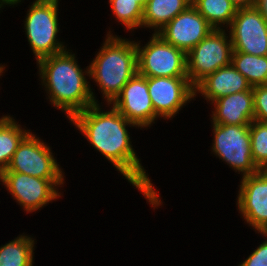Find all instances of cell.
<instances>
[{
    "instance_id": "9c48e42d",
    "label": "cell",
    "mask_w": 267,
    "mask_h": 266,
    "mask_svg": "<svg viewBox=\"0 0 267 266\" xmlns=\"http://www.w3.org/2000/svg\"><path fill=\"white\" fill-rule=\"evenodd\" d=\"M2 184L27 213L39 210L61 197L64 179H42L17 172H2Z\"/></svg>"
},
{
    "instance_id": "6da1fadb",
    "label": "cell",
    "mask_w": 267,
    "mask_h": 266,
    "mask_svg": "<svg viewBox=\"0 0 267 266\" xmlns=\"http://www.w3.org/2000/svg\"><path fill=\"white\" fill-rule=\"evenodd\" d=\"M93 104L74 115L70 121L75 125L91 146L98 150L113 166L135 186L152 207L162 204L158 191H155L151 179L133 149L126 126H136L113 106L110 111L101 110ZM104 111V112H103Z\"/></svg>"
},
{
    "instance_id": "52a82bcc",
    "label": "cell",
    "mask_w": 267,
    "mask_h": 266,
    "mask_svg": "<svg viewBox=\"0 0 267 266\" xmlns=\"http://www.w3.org/2000/svg\"><path fill=\"white\" fill-rule=\"evenodd\" d=\"M225 29H213L186 54L187 76L195 87L207 75L231 64L232 42Z\"/></svg>"
},
{
    "instance_id": "277c9868",
    "label": "cell",
    "mask_w": 267,
    "mask_h": 266,
    "mask_svg": "<svg viewBox=\"0 0 267 266\" xmlns=\"http://www.w3.org/2000/svg\"><path fill=\"white\" fill-rule=\"evenodd\" d=\"M58 2L35 0L26 15L24 28L36 62L67 50L63 42L56 39L59 32Z\"/></svg>"
},
{
    "instance_id": "d6986e66",
    "label": "cell",
    "mask_w": 267,
    "mask_h": 266,
    "mask_svg": "<svg viewBox=\"0 0 267 266\" xmlns=\"http://www.w3.org/2000/svg\"><path fill=\"white\" fill-rule=\"evenodd\" d=\"M191 4L214 29L229 27L238 10L231 0H192Z\"/></svg>"
},
{
    "instance_id": "5b68a950",
    "label": "cell",
    "mask_w": 267,
    "mask_h": 266,
    "mask_svg": "<svg viewBox=\"0 0 267 266\" xmlns=\"http://www.w3.org/2000/svg\"><path fill=\"white\" fill-rule=\"evenodd\" d=\"M140 47V42H136L138 74L144 77H188L186 53L157 33Z\"/></svg>"
},
{
    "instance_id": "8992f818",
    "label": "cell",
    "mask_w": 267,
    "mask_h": 266,
    "mask_svg": "<svg viewBox=\"0 0 267 266\" xmlns=\"http://www.w3.org/2000/svg\"><path fill=\"white\" fill-rule=\"evenodd\" d=\"M213 124L212 152L243 176L255 174L251 149L250 125Z\"/></svg>"
},
{
    "instance_id": "484cf974",
    "label": "cell",
    "mask_w": 267,
    "mask_h": 266,
    "mask_svg": "<svg viewBox=\"0 0 267 266\" xmlns=\"http://www.w3.org/2000/svg\"><path fill=\"white\" fill-rule=\"evenodd\" d=\"M255 7L259 10V12L267 20V0H256L255 1Z\"/></svg>"
},
{
    "instance_id": "4316f807",
    "label": "cell",
    "mask_w": 267,
    "mask_h": 266,
    "mask_svg": "<svg viewBox=\"0 0 267 266\" xmlns=\"http://www.w3.org/2000/svg\"><path fill=\"white\" fill-rule=\"evenodd\" d=\"M237 8H245L255 6L256 0H231Z\"/></svg>"
},
{
    "instance_id": "ac0fdd59",
    "label": "cell",
    "mask_w": 267,
    "mask_h": 266,
    "mask_svg": "<svg viewBox=\"0 0 267 266\" xmlns=\"http://www.w3.org/2000/svg\"><path fill=\"white\" fill-rule=\"evenodd\" d=\"M30 131L22 129L10 115L0 118V181L1 173L7 169L19 144Z\"/></svg>"
},
{
    "instance_id": "603a6c76",
    "label": "cell",
    "mask_w": 267,
    "mask_h": 266,
    "mask_svg": "<svg viewBox=\"0 0 267 266\" xmlns=\"http://www.w3.org/2000/svg\"><path fill=\"white\" fill-rule=\"evenodd\" d=\"M250 137L254 164L259 170H267V123L253 120Z\"/></svg>"
},
{
    "instance_id": "9a60e30c",
    "label": "cell",
    "mask_w": 267,
    "mask_h": 266,
    "mask_svg": "<svg viewBox=\"0 0 267 266\" xmlns=\"http://www.w3.org/2000/svg\"><path fill=\"white\" fill-rule=\"evenodd\" d=\"M212 123L226 125H250L254 120L253 89L230 94L214 100L211 105Z\"/></svg>"
},
{
    "instance_id": "30bf717a",
    "label": "cell",
    "mask_w": 267,
    "mask_h": 266,
    "mask_svg": "<svg viewBox=\"0 0 267 266\" xmlns=\"http://www.w3.org/2000/svg\"><path fill=\"white\" fill-rule=\"evenodd\" d=\"M229 29L233 52L267 56V20L255 6L238 8Z\"/></svg>"
},
{
    "instance_id": "ba28073f",
    "label": "cell",
    "mask_w": 267,
    "mask_h": 266,
    "mask_svg": "<svg viewBox=\"0 0 267 266\" xmlns=\"http://www.w3.org/2000/svg\"><path fill=\"white\" fill-rule=\"evenodd\" d=\"M62 170L51 148L30 132L21 141L3 172L23 173L42 179H64Z\"/></svg>"
},
{
    "instance_id": "44dd1931",
    "label": "cell",
    "mask_w": 267,
    "mask_h": 266,
    "mask_svg": "<svg viewBox=\"0 0 267 266\" xmlns=\"http://www.w3.org/2000/svg\"><path fill=\"white\" fill-rule=\"evenodd\" d=\"M231 64L246 78L252 87L267 85V56L232 52Z\"/></svg>"
},
{
    "instance_id": "7a4b0ae2",
    "label": "cell",
    "mask_w": 267,
    "mask_h": 266,
    "mask_svg": "<svg viewBox=\"0 0 267 266\" xmlns=\"http://www.w3.org/2000/svg\"><path fill=\"white\" fill-rule=\"evenodd\" d=\"M69 51L42 58L37 65L51 104L64 111L70 120L77 113L97 104L98 100L86 79L89 67L83 72L75 60V54Z\"/></svg>"
},
{
    "instance_id": "4fadbf2b",
    "label": "cell",
    "mask_w": 267,
    "mask_h": 266,
    "mask_svg": "<svg viewBox=\"0 0 267 266\" xmlns=\"http://www.w3.org/2000/svg\"><path fill=\"white\" fill-rule=\"evenodd\" d=\"M238 191L237 207L244 220L254 230L267 229V170L242 176Z\"/></svg>"
},
{
    "instance_id": "7c38bea8",
    "label": "cell",
    "mask_w": 267,
    "mask_h": 266,
    "mask_svg": "<svg viewBox=\"0 0 267 266\" xmlns=\"http://www.w3.org/2000/svg\"><path fill=\"white\" fill-rule=\"evenodd\" d=\"M112 103L120 114L138 128L150 127L159 118L149 95L148 77L138 73L128 81Z\"/></svg>"
},
{
    "instance_id": "2e32d148",
    "label": "cell",
    "mask_w": 267,
    "mask_h": 266,
    "mask_svg": "<svg viewBox=\"0 0 267 266\" xmlns=\"http://www.w3.org/2000/svg\"><path fill=\"white\" fill-rule=\"evenodd\" d=\"M252 86L246 78L230 64L207 75L195 88L198 93L211 103L221 97L249 90Z\"/></svg>"
},
{
    "instance_id": "f1b7e54d",
    "label": "cell",
    "mask_w": 267,
    "mask_h": 266,
    "mask_svg": "<svg viewBox=\"0 0 267 266\" xmlns=\"http://www.w3.org/2000/svg\"><path fill=\"white\" fill-rule=\"evenodd\" d=\"M148 0H136L143 8L146 6Z\"/></svg>"
},
{
    "instance_id": "cb8c5ba5",
    "label": "cell",
    "mask_w": 267,
    "mask_h": 266,
    "mask_svg": "<svg viewBox=\"0 0 267 266\" xmlns=\"http://www.w3.org/2000/svg\"><path fill=\"white\" fill-rule=\"evenodd\" d=\"M252 89L254 120L267 123V85H257Z\"/></svg>"
},
{
    "instance_id": "e0dca14e",
    "label": "cell",
    "mask_w": 267,
    "mask_h": 266,
    "mask_svg": "<svg viewBox=\"0 0 267 266\" xmlns=\"http://www.w3.org/2000/svg\"><path fill=\"white\" fill-rule=\"evenodd\" d=\"M192 0H148L143 11L142 27L158 33L178 14L185 11Z\"/></svg>"
},
{
    "instance_id": "7402d4cb",
    "label": "cell",
    "mask_w": 267,
    "mask_h": 266,
    "mask_svg": "<svg viewBox=\"0 0 267 266\" xmlns=\"http://www.w3.org/2000/svg\"><path fill=\"white\" fill-rule=\"evenodd\" d=\"M109 3L116 19L127 30L142 28L144 8L136 0H109Z\"/></svg>"
},
{
    "instance_id": "f546056e",
    "label": "cell",
    "mask_w": 267,
    "mask_h": 266,
    "mask_svg": "<svg viewBox=\"0 0 267 266\" xmlns=\"http://www.w3.org/2000/svg\"><path fill=\"white\" fill-rule=\"evenodd\" d=\"M5 70V66L0 64V76H2L1 73H3Z\"/></svg>"
},
{
    "instance_id": "5bb4252c",
    "label": "cell",
    "mask_w": 267,
    "mask_h": 266,
    "mask_svg": "<svg viewBox=\"0 0 267 266\" xmlns=\"http://www.w3.org/2000/svg\"><path fill=\"white\" fill-rule=\"evenodd\" d=\"M213 27L208 21L190 5L178 14L157 34L166 42L183 50L186 54L202 41Z\"/></svg>"
},
{
    "instance_id": "8fae6325",
    "label": "cell",
    "mask_w": 267,
    "mask_h": 266,
    "mask_svg": "<svg viewBox=\"0 0 267 266\" xmlns=\"http://www.w3.org/2000/svg\"><path fill=\"white\" fill-rule=\"evenodd\" d=\"M148 90L158 117L171 119L195 97L188 77H148Z\"/></svg>"
},
{
    "instance_id": "3957f363",
    "label": "cell",
    "mask_w": 267,
    "mask_h": 266,
    "mask_svg": "<svg viewBox=\"0 0 267 266\" xmlns=\"http://www.w3.org/2000/svg\"><path fill=\"white\" fill-rule=\"evenodd\" d=\"M110 32L89 65V78L98 84L109 106L138 73L136 42L114 36Z\"/></svg>"
},
{
    "instance_id": "d4e9b609",
    "label": "cell",
    "mask_w": 267,
    "mask_h": 266,
    "mask_svg": "<svg viewBox=\"0 0 267 266\" xmlns=\"http://www.w3.org/2000/svg\"><path fill=\"white\" fill-rule=\"evenodd\" d=\"M267 239L264 232H260ZM239 266H267V240L260 244Z\"/></svg>"
},
{
    "instance_id": "83f0119b",
    "label": "cell",
    "mask_w": 267,
    "mask_h": 266,
    "mask_svg": "<svg viewBox=\"0 0 267 266\" xmlns=\"http://www.w3.org/2000/svg\"><path fill=\"white\" fill-rule=\"evenodd\" d=\"M21 0H0V8L3 7V5H9V6H14L15 4L17 5Z\"/></svg>"
},
{
    "instance_id": "ffe728a7",
    "label": "cell",
    "mask_w": 267,
    "mask_h": 266,
    "mask_svg": "<svg viewBox=\"0 0 267 266\" xmlns=\"http://www.w3.org/2000/svg\"><path fill=\"white\" fill-rule=\"evenodd\" d=\"M34 239L20 235L0 247V266H33Z\"/></svg>"
}]
</instances>
